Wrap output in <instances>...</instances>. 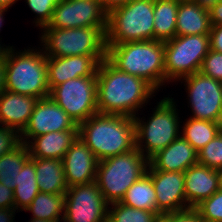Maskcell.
<instances>
[{
    "label": "cell",
    "instance_id": "obj_1",
    "mask_svg": "<svg viewBox=\"0 0 222 222\" xmlns=\"http://www.w3.org/2000/svg\"><path fill=\"white\" fill-rule=\"evenodd\" d=\"M156 93L157 91L144 79L124 73L107 58L98 66L97 109L99 113L135 117Z\"/></svg>",
    "mask_w": 222,
    "mask_h": 222
},
{
    "label": "cell",
    "instance_id": "obj_2",
    "mask_svg": "<svg viewBox=\"0 0 222 222\" xmlns=\"http://www.w3.org/2000/svg\"><path fill=\"white\" fill-rule=\"evenodd\" d=\"M78 136L99 161L136 148L134 117L95 113L78 125Z\"/></svg>",
    "mask_w": 222,
    "mask_h": 222
},
{
    "label": "cell",
    "instance_id": "obj_3",
    "mask_svg": "<svg viewBox=\"0 0 222 222\" xmlns=\"http://www.w3.org/2000/svg\"><path fill=\"white\" fill-rule=\"evenodd\" d=\"M106 48V58L119 70L144 79L158 92L165 87L163 41H130Z\"/></svg>",
    "mask_w": 222,
    "mask_h": 222
},
{
    "label": "cell",
    "instance_id": "obj_4",
    "mask_svg": "<svg viewBox=\"0 0 222 222\" xmlns=\"http://www.w3.org/2000/svg\"><path fill=\"white\" fill-rule=\"evenodd\" d=\"M35 48V49H34ZM17 51L12 45L5 56V90L35 97H48L47 57L41 47Z\"/></svg>",
    "mask_w": 222,
    "mask_h": 222
},
{
    "label": "cell",
    "instance_id": "obj_5",
    "mask_svg": "<svg viewBox=\"0 0 222 222\" xmlns=\"http://www.w3.org/2000/svg\"><path fill=\"white\" fill-rule=\"evenodd\" d=\"M169 96L159 99L149 119L145 120L139 114L134 117L136 148L148 160L180 136L179 109L174 98Z\"/></svg>",
    "mask_w": 222,
    "mask_h": 222
},
{
    "label": "cell",
    "instance_id": "obj_6",
    "mask_svg": "<svg viewBox=\"0 0 222 222\" xmlns=\"http://www.w3.org/2000/svg\"><path fill=\"white\" fill-rule=\"evenodd\" d=\"M40 31V46L47 58L89 55L100 62L106 58V28H42Z\"/></svg>",
    "mask_w": 222,
    "mask_h": 222
},
{
    "label": "cell",
    "instance_id": "obj_7",
    "mask_svg": "<svg viewBox=\"0 0 222 222\" xmlns=\"http://www.w3.org/2000/svg\"><path fill=\"white\" fill-rule=\"evenodd\" d=\"M148 166L149 160L135 148L100 160L95 181L109 204L120 202L128 188L147 172Z\"/></svg>",
    "mask_w": 222,
    "mask_h": 222
},
{
    "label": "cell",
    "instance_id": "obj_8",
    "mask_svg": "<svg viewBox=\"0 0 222 222\" xmlns=\"http://www.w3.org/2000/svg\"><path fill=\"white\" fill-rule=\"evenodd\" d=\"M154 0H133L108 12L105 44L154 40Z\"/></svg>",
    "mask_w": 222,
    "mask_h": 222
},
{
    "label": "cell",
    "instance_id": "obj_9",
    "mask_svg": "<svg viewBox=\"0 0 222 222\" xmlns=\"http://www.w3.org/2000/svg\"><path fill=\"white\" fill-rule=\"evenodd\" d=\"M210 51V36H175L164 42L165 87L199 72L203 59ZM167 84V85H166Z\"/></svg>",
    "mask_w": 222,
    "mask_h": 222
},
{
    "label": "cell",
    "instance_id": "obj_10",
    "mask_svg": "<svg viewBox=\"0 0 222 222\" xmlns=\"http://www.w3.org/2000/svg\"><path fill=\"white\" fill-rule=\"evenodd\" d=\"M49 96L74 120L77 125L98 113L97 73L78 77L54 87Z\"/></svg>",
    "mask_w": 222,
    "mask_h": 222
},
{
    "label": "cell",
    "instance_id": "obj_11",
    "mask_svg": "<svg viewBox=\"0 0 222 222\" xmlns=\"http://www.w3.org/2000/svg\"><path fill=\"white\" fill-rule=\"evenodd\" d=\"M185 86L191 118L222 123V82L200 71L178 80Z\"/></svg>",
    "mask_w": 222,
    "mask_h": 222
},
{
    "label": "cell",
    "instance_id": "obj_12",
    "mask_svg": "<svg viewBox=\"0 0 222 222\" xmlns=\"http://www.w3.org/2000/svg\"><path fill=\"white\" fill-rule=\"evenodd\" d=\"M108 207L96 181L73 185L65 193L63 221L108 222Z\"/></svg>",
    "mask_w": 222,
    "mask_h": 222
},
{
    "label": "cell",
    "instance_id": "obj_13",
    "mask_svg": "<svg viewBox=\"0 0 222 222\" xmlns=\"http://www.w3.org/2000/svg\"><path fill=\"white\" fill-rule=\"evenodd\" d=\"M108 12L100 0H61L43 28L107 27Z\"/></svg>",
    "mask_w": 222,
    "mask_h": 222
},
{
    "label": "cell",
    "instance_id": "obj_14",
    "mask_svg": "<svg viewBox=\"0 0 222 222\" xmlns=\"http://www.w3.org/2000/svg\"><path fill=\"white\" fill-rule=\"evenodd\" d=\"M67 130H78V125L50 96L40 98L20 133V142L28 144L34 137Z\"/></svg>",
    "mask_w": 222,
    "mask_h": 222
},
{
    "label": "cell",
    "instance_id": "obj_15",
    "mask_svg": "<svg viewBox=\"0 0 222 222\" xmlns=\"http://www.w3.org/2000/svg\"><path fill=\"white\" fill-rule=\"evenodd\" d=\"M147 173L152 177L157 211L161 215L189 208L186 203L184 173L160 170H147Z\"/></svg>",
    "mask_w": 222,
    "mask_h": 222
},
{
    "label": "cell",
    "instance_id": "obj_16",
    "mask_svg": "<svg viewBox=\"0 0 222 222\" xmlns=\"http://www.w3.org/2000/svg\"><path fill=\"white\" fill-rule=\"evenodd\" d=\"M68 187L96 180L99 160L78 136L62 159Z\"/></svg>",
    "mask_w": 222,
    "mask_h": 222
},
{
    "label": "cell",
    "instance_id": "obj_17",
    "mask_svg": "<svg viewBox=\"0 0 222 222\" xmlns=\"http://www.w3.org/2000/svg\"><path fill=\"white\" fill-rule=\"evenodd\" d=\"M101 62L95 56L78 55L47 58L49 90L78 77H91Z\"/></svg>",
    "mask_w": 222,
    "mask_h": 222
},
{
    "label": "cell",
    "instance_id": "obj_18",
    "mask_svg": "<svg viewBox=\"0 0 222 222\" xmlns=\"http://www.w3.org/2000/svg\"><path fill=\"white\" fill-rule=\"evenodd\" d=\"M198 163V152L181 135L149 159L147 170L184 173Z\"/></svg>",
    "mask_w": 222,
    "mask_h": 222
},
{
    "label": "cell",
    "instance_id": "obj_19",
    "mask_svg": "<svg viewBox=\"0 0 222 222\" xmlns=\"http://www.w3.org/2000/svg\"><path fill=\"white\" fill-rule=\"evenodd\" d=\"M186 203L195 208L220 189L219 174L216 169L195 164L184 172Z\"/></svg>",
    "mask_w": 222,
    "mask_h": 222
},
{
    "label": "cell",
    "instance_id": "obj_20",
    "mask_svg": "<svg viewBox=\"0 0 222 222\" xmlns=\"http://www.w3.org/2000/svg\"><path fill=\"white\" fill-rule=\"evenodd\" d=\"M37 101L35 97L4 90L0 93L1 125L20 134L28 124Z\"/></svg>",
    "mask_w": 222,
    "mask_h": 222
},
{
    "label": "cell",
    "instance_id": "obj_21",
    "mask_svg": "<svg viewBox=\"0 0 222 222\" xmlns=\"http://www.w3.org/2000/svg\"><path fill=\"white\" fill-rule=\"evenodd\" d=\"M78 137V130L50 132L34 137L28 144L31 158L60 159Z\"/></svg>",
    "mask_w": 222,
    "mask_h": 222
},
{
    "label": "cell",
    "instance_id": "obj_22",
    "mask_svg": "<svg viewBox=\"0 0 222 222\" xmlns=\"http://www.w3.org/2000/svg\"><path fill=\"white\" fill-rule=\"evenodd\" d=\"M211 27L208 9L193 0H180L176 17V36L209 34Z\"/></svg>",
    "mask_w": 222,
    "mask_h": 222
},
{
    "label": "cell",
    "instance_id": "obj_23",
    "mask_svg": "<svg viewBox=\"0 0 222 222\" xmlns=\"http://www.w3.org/2000/svg\"><path fill=\"white\" fill-rule=\"evenodd\" d=\"M37 186L40 192L66 193L63 163L60 159L34 158Z\"/></svg>",
    "mask_w": 222,
    "mask_h": 222
},
{
    "label": "cell",
    "instance_id": "obj_24",
    "mask_svg": "<svg viewBox=\"0 0 222 222\" xmlns=\"http://www.w3.org/2000/svg\"><path fill=\"white\" fill-rule=\"evenodd\" d=\"M180 0H154V40L168 41L176 36Z\"/></svg>",
    "mask_w": 222,
    "mask_h": 222
},
{
    "label": "cell",
    "instance_id": "obj_25",
    "mask_svg": "<svg viewBox=\"0 0 222 222\" xmlns=\"http://www.w3.org/2000/svg\"><path fill=\"white\" fill-rule=\"evenodd\" d=\"M120 203L135 209L152 211L161 216L157 211L156 193L152 177L147 172L128 188Z\"/></svg>",
    "mask_w": 222,
    "mask_h": 222
},
{
    "label": "cell",
    "instance_id": "obj_26",
    "mask_svg": "<svg viewBox=\"0 0 222 222\" xmlns=\"http://www.w3.org/2000/svg\"><path fill=\"white\" fill-rule=\"evenodd\" d=\"M64 204L65 193L52 194L39 191L24 211L31 212V218L59 222L63 220Z\"/></svg>",
    "mask_w": 222,
    "mask_h": 222
},
{
    "label": "cell",
    "instance_id": "obj_27",
    "mask_svg": "<svg viewBox=\"0 0 222 222\" xmlns=\"http://www.w3.org/2000/svg\"><path fill=\"white\" fill-rule=\"evenodd\" d=\"M13 193L14 206L19 212L24 211L39 193L34 158L29 157L23 164Z\"/></svg>",
    "mask_w": 222,
    "mask_h": 222
},
{
    "label": "cell",
    "instance_id": "obj_28",
    "mask_svg": "<svg viewBox=\"0 0 222 222\" xmlns=\"http://www.w3.org/2000/svg\"><path fill=\"white\" fill-rule=\"evenodd\" d=\"M181 127L180 135L198 152L222 130V123L194 119L189 116Z\"/></svg>",
    "mask_w": 222,
    "mask_h": 222
},
{
    "label": "cell",
    "instance_id": "obj_29",
    "mask_svg": "<svg viewBox=\"0 0 222 222\" xmlns=\"http://www.w3.org/2000/svg\"><path fill=\"white\" fill-rule=\"evenodd\" d=\"M30 157L27 144L20 142L14 149L0 157V182L12 190L16 187L19 173Z\"/></svg>",
    "mask_w": 222,
    "mask_h": 222
},
{
    "label": "cell",
    "instance_id": "obj_30",
    "mask_svg": "<svg viewBox=\"0 0 222 222\" xmlns=\"http://www.w3.org/2000/svg\"><path fill=\"white\" fill-rule=\"evenodd\" d=\"M157 218L155 212L135 209L120 202L111 203L108 207V222H154Z\"/></svg>",
    "mask_w": 222,
    "mask_h": 222
},
{
    "label": "cell",
    "instance_id": "obj_31",
    "mask_svg": "<svg viewBox=\"0 0 222 222\" xmlns=\"http://www.w3.org/2000/svg\"><path fill=\"white\" fill-rule=\"evenodd\" d=\"M198 164L216 170L222 168V130L198 151Z\"/></svg>",
    "mask_w": 222,
    "mask_h": 222
},
{
    "label": "cell",
    "instance_id": "obj_32",
    "mask_svg": "<svg viewBox=\"0 0 222 222\" xmlns=\"http://www.w3.org/2000/svg\"><path fill=\"white\" fill-rule=\"evenodd\" d=\"M195 208L204 222H222V189L203 200Z\"/></svg>",
    "mask_w": 222,
    "mask_h": 222
},
{
    "label": "cell",
    "instance_id": "obj_33",
    "mask_svg": "<svg viewBox=\"0 0 222 222\" xmlns=\"http://www.w3.org/2000/svg\"><path fill=\"white\" fill-rule=\"evenodd\" d=\"M61 0H25L31 12L35 14V20L32 23L42 29L51 21L53 11Z\"/></svg>",
    "mask_w": 222,
    "mask_h": 222
},
{
    "label": "cell",
    "instance_id": "obj_34",
    "mask_svg": "<svg viewBox=\"0 0 222 222\" xmlns=\"http://www.w3.org/2000/svg\"><path fill=\"white\" fill-rule=\"evenodd\" d=\"M200 72L205 76L222 82V53L210 49L203 59Z\"/></svg>",
    "mask_w": 222,
    "mask_h": 222
},
{
    "label": "cell",
    "instance_id": "obj_35",
    "mask_svg": "<svg viewBox=\"0 0 222 222\" xmlns=\"http://www.w3.org/2000/svg\"><path fill=\"white\" fill-rule=\"evenodd\" d=\"M20 143V134L5 126L0 127V157Z\"/></svg>",
    "mask_w": 222,
    "mask_h": 222
},
{
    "label": "cell",
    "instance_id": "obj_36",
    "mask_svg": "<svg viewBox=\"0 0 222 222\" xmlns=\"http://www.w3.org/2000/svg\"><path fill=\"white\" fill-rule=\"evenodd\" d=\"M164 216L169 222H204L197 209L193 207L166 213Z\"/></svg>",
    "mask_w": 222,
    "mask_h": 222
},
{
    "label": "cell",
    "instance_id": "obj_37",
    "mask_svg": "<svg viewBox=\"0 0 222 222\" xmlns=\"http://www.w3.org/2000/svg\"><path fill=\"white\" fill-rule=\"evenodd\" d=\"M210 49L222 53V24L212 26L209 33Z\"/></svg>",
    "mask_w": 222,
    "mask_h": 222
},
{
    "label": "cell",
    "instance_id": "obj_38",
    "mask_svg": "<svg viewBox=\"0 0 222 222\" xmlns=\"http://www.w3.org/2000/svg\"><path fill=\"white\" fill-rule=\"evenodd\" d=\"M0 208H15L14 193L11 188L0 182Z\"/></svg>",
    "mask_w": 222,
    "mask_h": 222
},
{
    "label": "cell",
    "instance_id": "obj_39",
    "mask_svg": "<svg viewBox=\"0 0 222 222\" xmlns=\"http://www.w3.org/2000/svg\"><path fill=\"white\" fill-rule=\"evenodd\" d=\"M209 10L211 26L222 24V0L215 3Z\"/></svg>",
    "mask_w": 222,
    "mask_h": 222
},
{
    "label": "cell",
    "instance_id": "obj_40",
    "mask_svg": "<svg viewBox=\"0 0 222 222\" xmlns=\"http://www.w3.org/2000/svg\"><path fill=\"white\" fill-rule=\"evenodd\" d=\"M15 208H0V222H15Z\"/></svg>",
    "mask_w": 222,
    "mask_h": 222
},
{
    "label": "cell",
    "instance_id": "obj_41",
    "mask_svg": "<svg viewBox=\"0 0 222 222\" xmlns=\"http://www.w3.org/2000/svg\"><path fill=\"white\" fill-rule=\"evenodd\" d=\"M133 0H100L103 8L110 12L112 9L119 7L121 5H125L129 2H132Z\"/></svg>",
    "mask_w": 222,
    "mask_h": 222
},
{
    "label": "cell",
    "instance_id": "obj_42",
    "mask_svg": "<svg viewBox=\"0 0 222 222\" xmlns=\"http://www.w3.org/2000/svg\"><path fill=\"white\" fill-rule=\"evenodd\" d=\"M5 82H6V66L5 62H0V93L5 90Z\"/></svg>",
    "mask_w": 222,
    "mask_h": 222
},
{
    "label": "cell",
    "instance_id": "obj_43",
    "mask_svg": "<svg viewBox=\"0 0 222 222\" xmlns=\"http://www.w3.org/2000/svg\"><path fill=\"white\" fill-rule=\"evenodd\" d=\"M193 1H195L203 8L210 9L219 0H193Z\"/></svg>",
    "mask_w": 222,
    "mask_h": 222
},
{
    "label": "cell",
    "instance_id": "obj_44",
    "mask_svg": "<svg viewBox=\"0 0 222 222\" xmlns=\"http://www.w3.org/2000/svg\"><path fill=\"white\" fill-rule=\"evenodd\" d=\"M10 45L6 46V44H2V41H0V62H3L5 60V56H6V53L9 49Z\"/></svg>",
    "mask_w": 222,
    "mask_h": 222
},
{
    "label": "cell",
    "instance_id": "obj_45",
    "mask_svg": "<svg viewBox=\"0 0 222 222\" xmlns=\"http://www.w3.org/2000/svg\"><path fill=\"white\" fill-rule=\"evenodd\" d=\"M18 0H0V8H10L12 5H15V3Z\"/></svg>",
    "mask_w": 222,
    "mask_h": 222
},
{
    "label": "cell",
    "instance_id": "obj_46",
    "mask_svg": "<svg viewBox=\"0 0 222 222\" xmlns=\"http://www.w3.org/2000/svg\"><path fill=\"white\" fill-rule=\"evenodd\" d=\"M7 11H8V8H0V33H1V27H3V22L5 19L4 14H6Z\"/></svg>",
    "mask_w": 222,
    "mask_h": 222
},
{
    "label": "cell",
    "instance_id": "obj_47",
    "mask_svg": "<svg viewBox=\"0 0 222 222\" xmlns=\"http://www.w3.org/2000/svg\"><path fill=\"white\" fill-rule=\"evenodd\" d=\"M154 222H169V220L164 216H158V218Z\"/></svg>",
    "mask_w": 222,
    "mask_h": 222
},
{
    "label": "cell",
    "instance_id": "obj_48",
    "mask_svg": "<svg viewBox=\"0 0 222 222\" xmlns=\"http://www.w3.org/2000/svg\"><path fill=\"white\" fill-rule=\"evenodd\" d=\"M28 222H51L48 220H42V219H35V218H30V220Z\"/></svg>",
    "mask_w": 222,
    "mask_h": 222
},
{
    "label": "cell",
    "instance_id": "obj_49",
    "mask_svg": "<svg viewBox=\"0 0 222 222\" xmlns=\"http://www.w3.org/2000/svg\"><path fill=\"white\" fill-rule=\"evenodd\" d=\"M217 171H218V174H219L220 189H222V168H220Z\"/></svg>",
    "mask_w": 222,
    "mask_h": 222
}]
</instances>
